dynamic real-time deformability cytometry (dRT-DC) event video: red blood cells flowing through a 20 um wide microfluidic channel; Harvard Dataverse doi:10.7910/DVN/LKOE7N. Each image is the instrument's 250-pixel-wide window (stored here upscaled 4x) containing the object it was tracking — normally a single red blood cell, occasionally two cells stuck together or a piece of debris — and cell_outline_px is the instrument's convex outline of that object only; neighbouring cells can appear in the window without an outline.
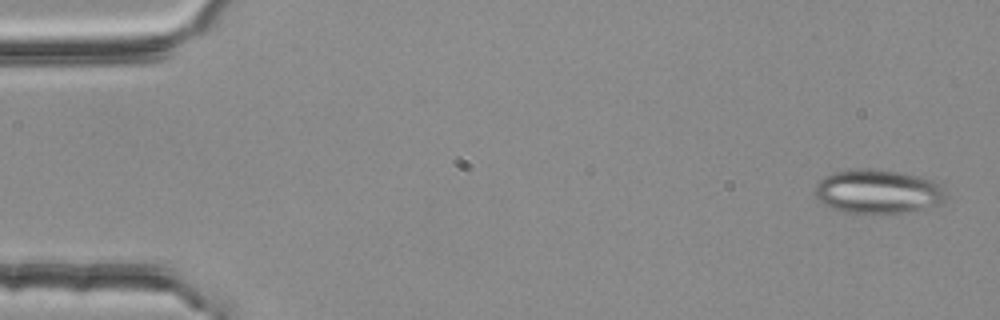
{"species": "common noctule bat (a hibernating species)", "species_latin": "Nyctalus noctula", "temperature_condition": "room temperature", "stored_images_in_passage": 54, "segment_of_instrument_passage": [1, 2], "camera_frame_rate_fps": 3000, "um_per_image_px": 0.085, "animal": {"sex": "female", "body_mass_g": 25.1}, "frame": {"image": 1, "passage_image": 2, "time_ms": 0.333, "image_size_px": [1000, 320], "cell_outline_px": [[948, 196], [940, 204], [908, 212], [844, 212], [832, 208], [824, 204], [816, 196], [816, 184], [824, 176], [832, 172], [848, 168], [872, 168], [900, 172], [932, 180], [944, 188]], "centroid_in_image_um": [74.62, 16.25], "position_along_channel_um": 10.4, "area_um2": 33.52}}